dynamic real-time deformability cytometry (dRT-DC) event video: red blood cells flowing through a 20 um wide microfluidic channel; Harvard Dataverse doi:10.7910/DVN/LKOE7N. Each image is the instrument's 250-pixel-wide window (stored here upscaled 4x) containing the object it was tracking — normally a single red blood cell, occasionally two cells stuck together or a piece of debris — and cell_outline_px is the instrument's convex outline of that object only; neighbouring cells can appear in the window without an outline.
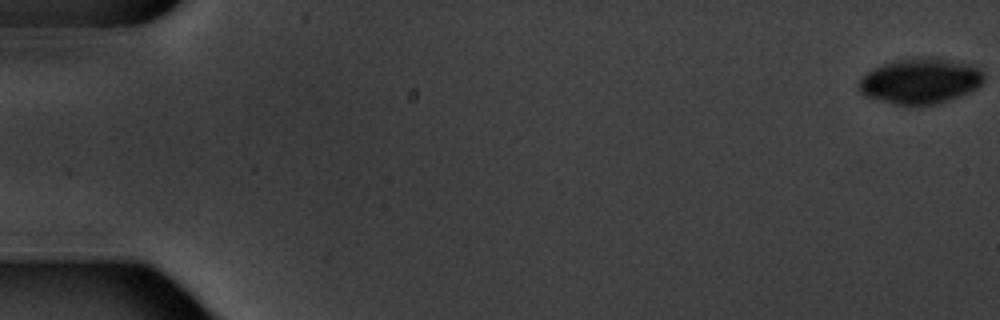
{"species": "common noctule bat (a hibernating species)", "species_latin": "Nyctalus noctula", "temperature_condition": "warm", "stored_images_in_passage": 10, "camera_frame_rate_fps": 3000, "um_per_image_px": 0.085, "animal": {"sex": "male", "body_mass_g": 20.1, "forearm_length_mm": 53.5}, "frame": {"image": 1, "passage_image": 1, "time_ms": 0.0, "image_size_px": [1000, 320], "cell_outline_px": [[984, 80], [976, 88], [960, 96], [940, 104], [892, 104], [864, 96], [860, 92], [860, 80], [868, 72], [884, 64], [900, 60], [920, 56], [940, 56], [968, 64], [980, 68], [984, 76]], "centroid_in_image_um": [78.27, 6.87], "position_along_channel_um": 6.7, "area_um2": 33.12}}